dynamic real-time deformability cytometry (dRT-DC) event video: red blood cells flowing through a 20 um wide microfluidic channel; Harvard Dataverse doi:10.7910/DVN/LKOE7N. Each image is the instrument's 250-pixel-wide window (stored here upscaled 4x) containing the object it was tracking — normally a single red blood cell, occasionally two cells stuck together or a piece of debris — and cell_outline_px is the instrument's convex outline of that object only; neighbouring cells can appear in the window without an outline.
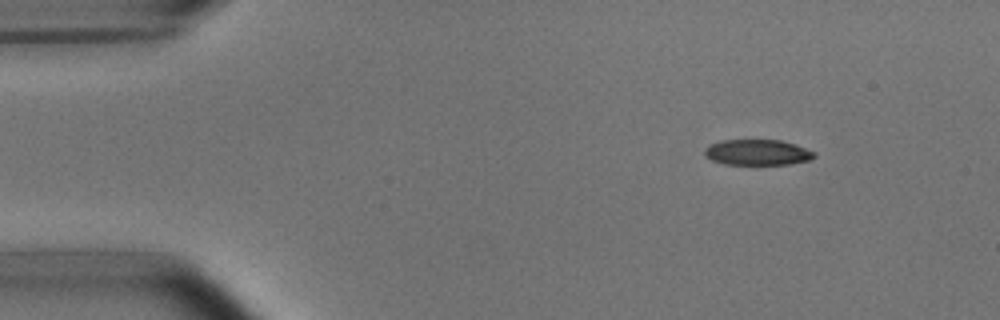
{"species": "common noctule bat (a hibernating species)", "species_latin": "Nyctalus noctula", "temperature_condition": "room temperature", "stored_images_in_passage": 47, "camera_frame_rate_fps": 3000, "um_per_image_px": 0.085, "animal": {"sex": "male", "body_mass_g": 15.6}, "frame": {"image": 1, "passage_image": 1, "time_ms": 0.0, "image_size_px": [1000, 320], "cell_outline_px": [[816, 156], [812, 160], [788, 164], [724, 164], [712, 160], [704, 156], [704, 148], [708, 144], [720, 140], [780, 140], [796, 144], [816, 152]], "centroid_in_image_um": [64.38, 12.94], "position_along_channel_um": 20.6, "area_um2": 16.65}}
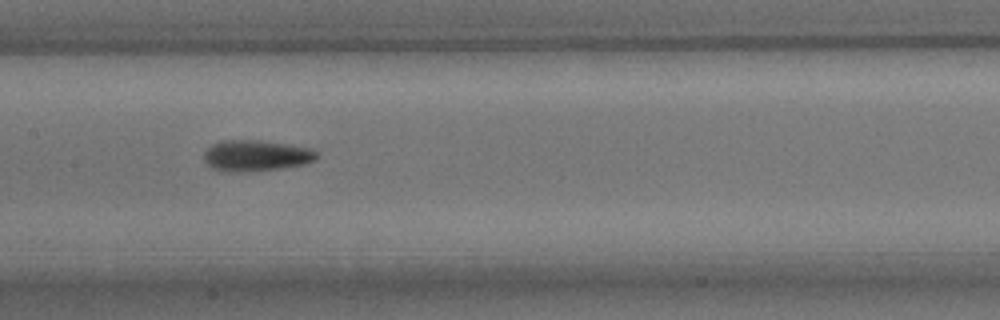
{"frame": {"image": 2, "passage_image": 20, "time_ms": 6.333, "image_size_px": [1000, 320], "cell_outline_px": [[320, 156], [316, 160], [304, 164], [284, 168], [248, 172], [220, 172], [204, 164], [204, 152], [212, 144], [220, 140], [260, 140], [312, 148]], "centroid_in_image_um": [21.74, 13.24], "position_along_channel_um": 185.7, "area_um2": 20.92}}
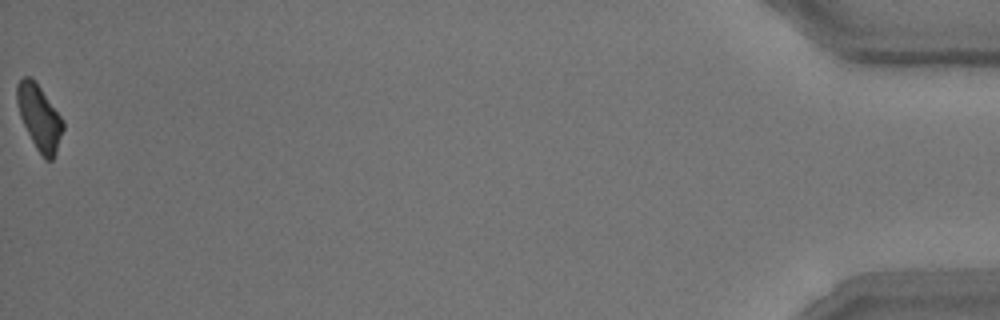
{"frame": {"image": 3, "passage_image": 47, "time_ms": 15.333, "image_size_px": [1000, 320], "cell_outline_px": [[64, 128], [56, 152], [52, 160], [44, 160], [36, 148], [20, 116], [16, 100], [16, 84], [24, 76], [28, 76], [40, 88], [60, 116], [64, 124]], "centroid_in_image_um": [3.33, 10.01], "position_along_channel_um": 431.9, "area_um2": 16.99}, "authors_computed_cell_mechanics": {"area_um2": 18.496, "velocity_mm_per_s": 3.821, "shape_relaxation_time_tau1_ms": 3.3863, "shape_relaxation_time_tau2_ms": 4.0736, "deformation_change_tau1": 0.1336, "deformation_change_tau2": 0.1228}}